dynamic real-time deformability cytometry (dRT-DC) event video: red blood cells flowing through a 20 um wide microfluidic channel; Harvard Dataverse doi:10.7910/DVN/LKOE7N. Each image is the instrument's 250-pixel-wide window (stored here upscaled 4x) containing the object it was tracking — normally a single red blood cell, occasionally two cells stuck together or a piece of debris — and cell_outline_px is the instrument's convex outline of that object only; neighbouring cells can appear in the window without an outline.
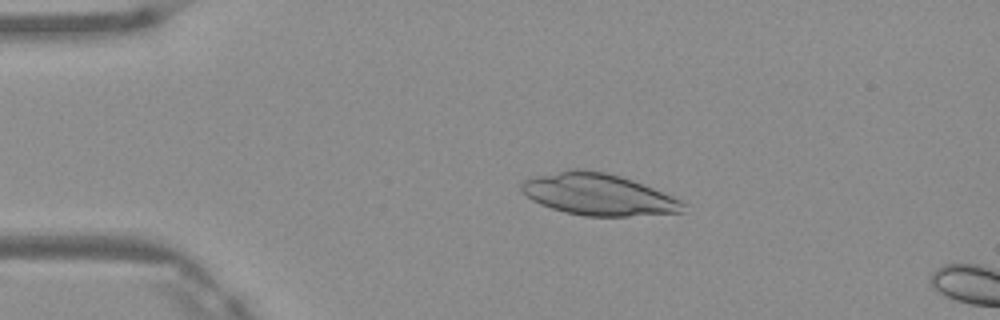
{"species": "Egyptian fruit bat (a non-hibernating species)", "species_latin": "Rousettus aegyptiacus", "temperature_condition": "warm", "stored_images_in_passage": 2, "camera_frame_rate_fps": 3000, "um_per_image_px": 0.085, "frame": {"image": 1, "passage_image": 1, "time_ms": 0.0, "image_size_px": [1000, 320], "cell_outline_px": [[684, 212], [628, 216], [584, 216], [564, 212], [540, 204], [532, 200], [520, 192], [520, 184], [524, 180], [536, 176], [568, 168], [580, 168], [604, 172], [620, 176], [632, 180], [672, 196], [680, 200], [684, 204]], "centroid_in_image_um": [50.79, 16.52], "position_along_channel_um": 34.2, "area_um2": 39.25}}